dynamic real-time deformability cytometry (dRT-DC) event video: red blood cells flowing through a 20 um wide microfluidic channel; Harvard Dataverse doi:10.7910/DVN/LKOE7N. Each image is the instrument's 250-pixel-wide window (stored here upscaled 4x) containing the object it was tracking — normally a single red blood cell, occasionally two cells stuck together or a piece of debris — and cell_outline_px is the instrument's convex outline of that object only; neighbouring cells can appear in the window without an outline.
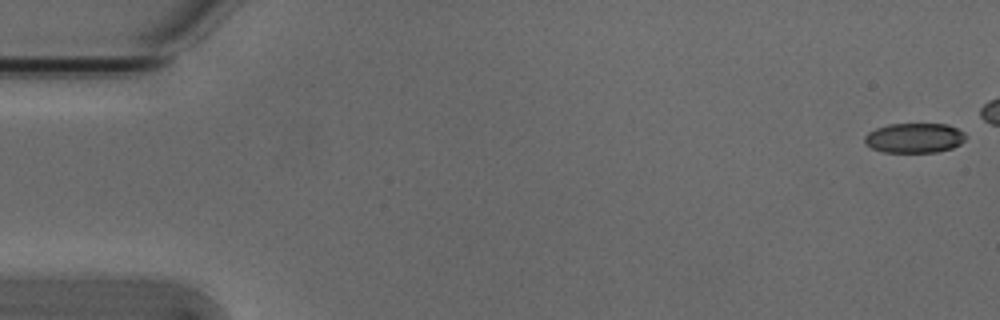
{"species": "Egyptian fruit bat (a non-hibernating species)", "species_latin": "Rousettus aegyptiacus", "temperature_condition": "cold", "stored_images_in_passage": 4, "camera_frame_rate_fps": 3000, "um_per_image_px": 0.085, "animal": {"sex": "male"}, "frame": {"image": 1, "passage_image": 1, "time_ms": 0.0, "image_size_px": [1000, 320], "cell_outline_px": [[968, 136], [960, 144], [952, 148], [936, 152], [884, 152], [872, 148], [864, 144], [864, 136], [868, 132], [876, 128], [888, 124], [948, 124], [964, 132]], "centroid_in_image_um": [77.72, 11.72], "position_along_channel_um": 7.3, "area_um2": 17.69}}